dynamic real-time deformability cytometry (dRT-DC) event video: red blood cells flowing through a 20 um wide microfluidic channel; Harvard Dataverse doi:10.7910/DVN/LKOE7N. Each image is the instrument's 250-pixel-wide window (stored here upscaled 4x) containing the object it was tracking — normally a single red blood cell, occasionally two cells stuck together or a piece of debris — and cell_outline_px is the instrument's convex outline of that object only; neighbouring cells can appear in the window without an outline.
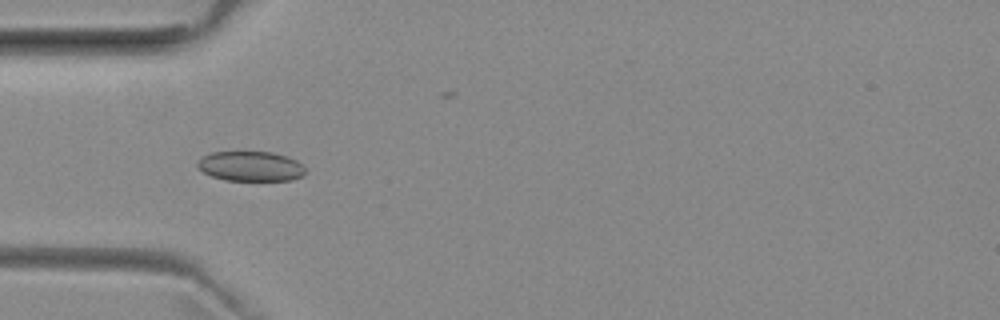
{"species": "common noctule bat (a hibernating species)", "species_latin": "Nyctalus noctula", "temperature_condition": "room temperature", "stored_images_in_passage": 20, "camera_frame_rate_fps": 3000, "um_per_image_px": 0.085, "animal": {"sex": "female", "body_mass_g": 29.2, "forearm_length_mm": 56.3}, "frame": {"image": 1, "passage_image": 1, "time_ms": 0.0, "image_size_px": [1000, 320], "cell_outline_px": [[308, 172], [304, 176], [292, 180], [224, 180], [212, 176], [204, 172], [196, 164], [204, 156], [212, 152], [272, 152], [288, 156], [296, 160]], "centroid_in_image_um": [21.36, 14.13], "position_along_channel_um": 63.6, "area_um2": 18.73}}
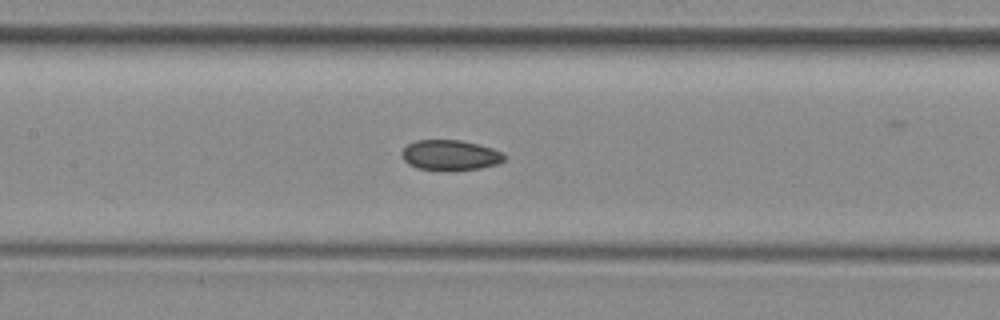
{"frame": {"image": 2, "passage_image": 9, "time_ms": 2.667, "image_size_px": [1000, 320], "cell_outline_px": [[504, 160], [496, 164], [480, 168], [416, 168], [408, 164], [400, 156], [400, 152], [408, 144], [416, 140], [460, 140], [492, 148], [504, 152]], "centroid_in_image_um": [38.23, 13.15], "position_along_channel_um": 169.2, "area_um2": 17.51}}
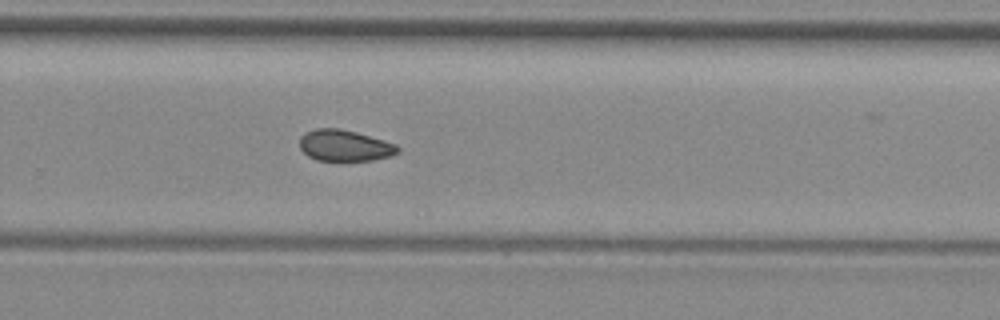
{"frame": {"image": 3, "passage_image": 19, "time_ms": 6.0, "image_size_px": [1000, 320], "cell_outline_px": [[400, 152], [392, 156], [372, 160], [316, 160], [308, 156], [300, 148], [300, 136], [304, 132], [316, 128], [340, 128], [356, 132], [396, 144], [400, 148]], "centroid_in_image_um": [29.29, 12.36], "position_along_channel_um": 300.5, "area_um2": 17.92}}